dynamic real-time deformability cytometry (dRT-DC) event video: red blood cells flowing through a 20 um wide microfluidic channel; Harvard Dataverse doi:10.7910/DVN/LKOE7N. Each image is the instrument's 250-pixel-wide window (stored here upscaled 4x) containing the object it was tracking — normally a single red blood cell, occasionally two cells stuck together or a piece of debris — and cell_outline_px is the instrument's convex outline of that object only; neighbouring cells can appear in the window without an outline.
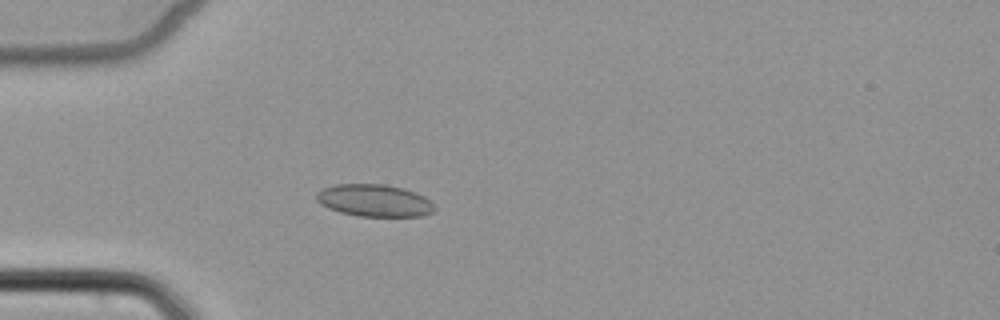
{"species": "common noctule bat (a hibernating species)", "species_latin": "Nyctalus noctula", "temperature_condition": "cold", "stored_images_in_passage": 2, "camera_frame_rate_fps": 3000, "um_per_image_px": 0.085, "animal": {"sex": "female", "body_mass_g": 22.7, "forearm_length_mm": 54.2}, "frame": {"image": 1, "passage_image": 2, "time_ms": 1.333, "image_size_px": [1000, 320], "cell_outline_px": [[436, 208], [432, 212], [420, 216], [356, 216], [340, 212], [328, 208], [320, 204], [316, 200], [316, 192], [320, 188], [332, 184], [384, 184], [404, 188], [424, 196]], "centroid_in_image_um": [31.75, 17.03], "position_along_channel_um": 53.2, "area_um2": 22.31}}